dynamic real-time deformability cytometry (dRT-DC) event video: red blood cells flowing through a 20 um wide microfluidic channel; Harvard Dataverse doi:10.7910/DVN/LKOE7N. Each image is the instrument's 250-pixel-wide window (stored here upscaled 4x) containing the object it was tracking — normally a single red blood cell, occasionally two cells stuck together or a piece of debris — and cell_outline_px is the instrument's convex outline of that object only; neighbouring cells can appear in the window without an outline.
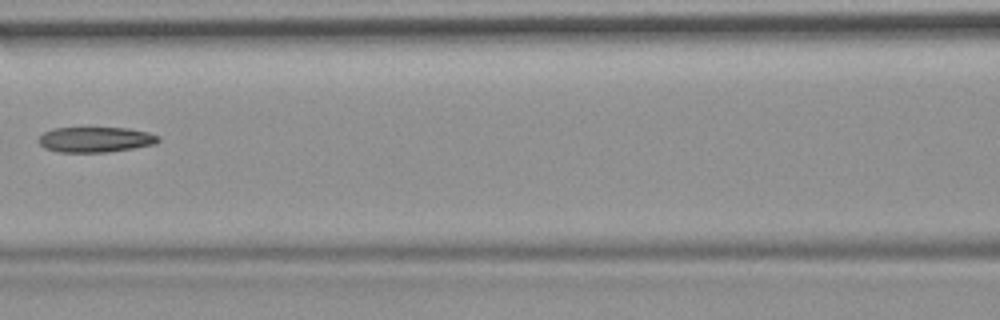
{"species": "common noctule bat (a hibernating species)", "species_latin": "Nyctalus noctula", "temperature_condition": "room temperature", "stored_images_in_passage": 9, "camera_frame_rate_fps": 3000, "um_per_image_px": 0.085, "animal": {"sex": "female", "body_mass_g": 19.9}, "frame": {"image": 1, "passage_image": 8, "time_ms": 9.0, "image_size_px": [1000, 320], "cell_outline_px": [[160, 140], [156, 144], [108, 152], [56, 152], [44, 148], [36, 140], [44, 132], [52, 128], [128, 128], [148, 132], [160, 136]], "centroid_in_image_um": [8.1, 11.86], "position_along_channel_um": 158.5, "area_um2": 17.8}}
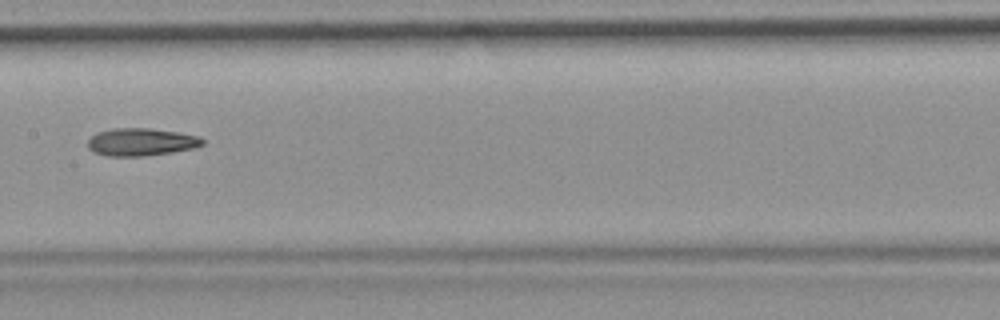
{"frame": {"image": 2, "passage_image": 9, "time_ms": 10.0, "image_size_px": [1000, 320], "cell_outline_px": [[204, 144], [196, 148], [172, 152], [144, 156], [104, 156], [92, 152], [88, 148], [88, 140], [96, 132], [112, 128], [148, 128], [180, 132], [196, 136], [204, 140]], "centroid_in_image_um": [11.97, 12.07], "position_along_channel_um": 195.4, "area_um2": 18.67}}